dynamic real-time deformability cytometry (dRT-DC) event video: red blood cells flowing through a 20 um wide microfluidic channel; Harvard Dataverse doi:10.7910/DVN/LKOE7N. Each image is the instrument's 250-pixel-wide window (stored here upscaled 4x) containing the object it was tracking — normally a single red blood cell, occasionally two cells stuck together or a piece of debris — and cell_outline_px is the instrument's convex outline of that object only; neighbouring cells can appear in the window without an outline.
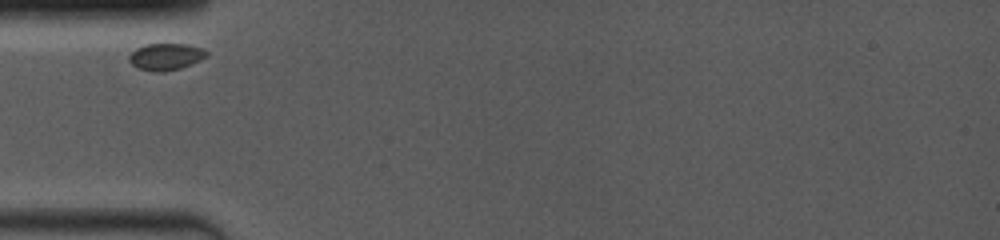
{"species": "common noctule bat (a hibernating species)", "species_latin": "Nyctalus noctula", "temperature_condition": "room temperature", "stored_images_in_passage": 29, "camera_frame_rate_fps": 4000, "um_per_image_px": 0.085, "animal": {"sex": "female", "body_mass_g": 19.0, "forearm_length_mm": 53.3}, "frame": {"image": 1, "passage_image": 1, "time_ms": 0.0, "image_size_px": [1000, 240], "cell_outline_px": [[208, 56], [200, 60], [180, 68], [164, 72], [152, 72], [136, 68], [128, 60], [128, 56], [136, 48], [144, 44], [188, 44], [204, 48], [208, 52]], "centroid_in_image_um": [14.08, 4.82], "position_along_channel_um": 70.9, "area_um2": 12.31}}
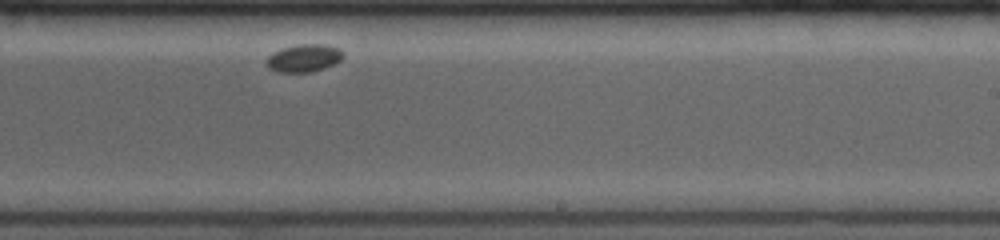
{"frame": {"image": 2, "passage_image": 17, "time_ms": 5.5, "image_size_px": [1000, 240], "cell_outline_px": [[344, 56], [336, 64], [312, 72], [276, 72], [268, 68], [264, 64], [264, 60], [272, 52], [296, 44], [324, 44], [340, 48], [344, 52]], "centroid_in_image_um": [25.82, 4.94], "position_along_channel_um": 263.2, "area_um2": 12.72}}
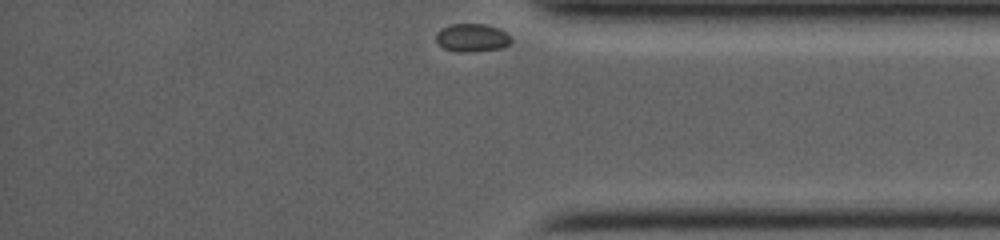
{"frame": {"image": 3, "passage_image": 29, "time_ms": 9.25, "image_size_px": [1000, 240], "cell_outline_px": [[512, 40], [504, 48], [460, 52], [444, 48], [436, 40], [436, 32], [440, 28], [452, 24], [484, 24], [496, 28], [512, 36]], "centroid_in_image_um": [40.12, 3.2], "position_along_channel_um": 395.1, "area_um2": 12.14}}